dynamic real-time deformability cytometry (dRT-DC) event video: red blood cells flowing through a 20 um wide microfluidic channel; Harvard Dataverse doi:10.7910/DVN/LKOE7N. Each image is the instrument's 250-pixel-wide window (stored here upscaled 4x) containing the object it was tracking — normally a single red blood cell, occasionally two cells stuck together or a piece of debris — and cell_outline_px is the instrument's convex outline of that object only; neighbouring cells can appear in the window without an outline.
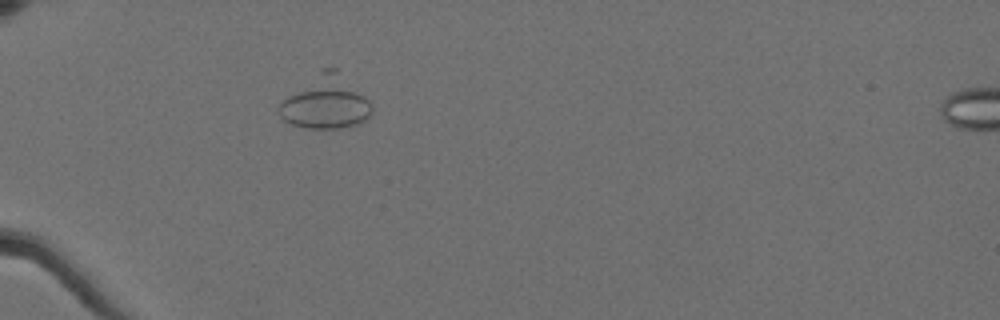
{"species": "Egyptian fruit bat (a non-hibernating species)", "species_latin": "Rousettus aegyptiacus", "temperature_condition": "cold", "stored_images_in_passage": 51, "camera_frame_rate_fps": 3000, "um_per_image_px": 0.085, "animal": {"sex": "female"}, "frame": {"image": 1, "passage_image": 21, "time_ms": 6.667, "image_size_px": [1000, 320], "cell_outline_px": [[372, 112], [360, 124], [340, 128], [304, 128], [292, 124], [284, 120], [280, 116], [280, 104], [288, 96], [300, 92], [320, 88], [332, 88], [352, 92], [364, 96], [368, 100], [372, 108]], "centroid_in_image_um": [27.65, 9.24], "position_along_channel_um": 57.3, "area_um2": 21.56}}
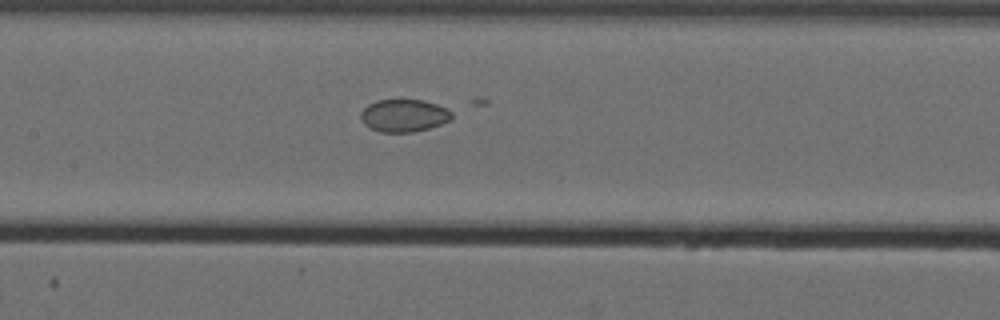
{"frame": {"image": 2, "passage_image": 32, "time_ms": 10.333, "image_size_px": [1000, 320], "cell_outline_px": [[452, 116], [448, 120], [440, 124], [428, 128], [412, 132], [380, 132], [364, 124], [360, 116], [360, 112], [368, 104], [376, 100], [424, 100], [436, 104], [452, 112]], "centroid_in_image_um": [34.29, 9.81], "position_along_channel_um": 173.1, "area_um2": 17.05}}
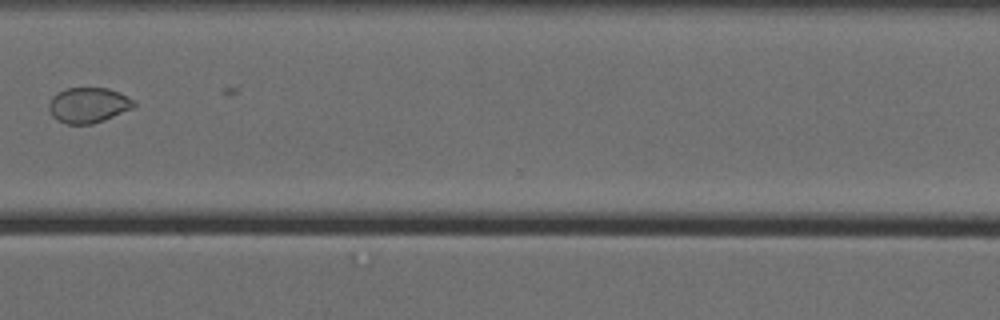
{"frame": {"image": 3, "passage_image": 48, "time_ms": 15.667, "image_size_px": [1000, 320], "cell_outline_px": [[136, 104], [132, 108], [104, 120], [92, 124], [68, 124], [52, 116], [48, 108], [48, 104], [52, 96], [56, 92], [68, 88], [108, 88], [120, 92], [136, 100]], "centroid_in_image_um": [7.52, 8.92], "position_along_channel_um": 363.1, "area_um2": 17.57}}